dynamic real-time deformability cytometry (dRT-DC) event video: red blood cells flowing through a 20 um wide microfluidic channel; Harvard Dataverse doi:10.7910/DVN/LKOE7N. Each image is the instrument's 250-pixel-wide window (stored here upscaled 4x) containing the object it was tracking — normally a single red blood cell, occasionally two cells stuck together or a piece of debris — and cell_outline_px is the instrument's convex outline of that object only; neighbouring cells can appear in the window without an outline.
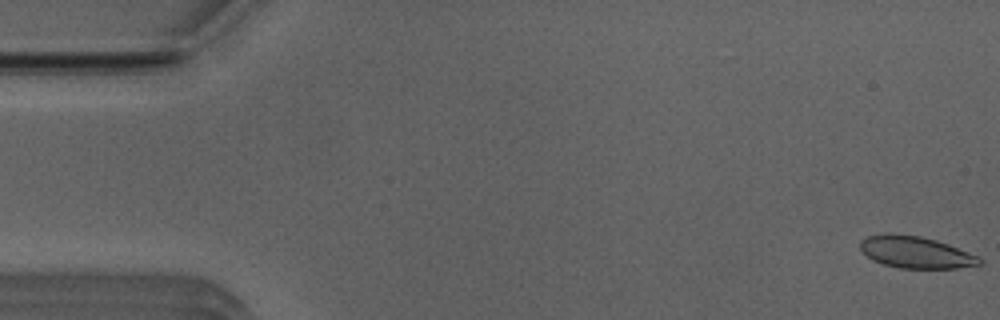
{"species": "Egyptian fruit bat (a non-hibernating species)", "species_latin": "Rousettus aegyptiacus", "temperature_condition": "room temperature", "stored_images_in_passage": 52, "camera_frame_rate_fps": 3000, "um_per_image_px": 0.085, "animal": {"sex": "male"}, "frame": {"image": 1, "passage_image": 1, "time_ms": 0.0, "image_size_px": [1000, 320], "cell_outline_px": [[984, 260], [980, 264], [956, 268], [900, 268], [884, 264], [872, 260], [860, 248], [860, 240], [864, 236], [884, 232], [892, 232], [920, 236], [936, 240], [948, 244], [980, 256]], "centroid_in_image_um": [77.81, 21.41], "position_along_channel_um": 7.2, "area_um2": 22.43}}
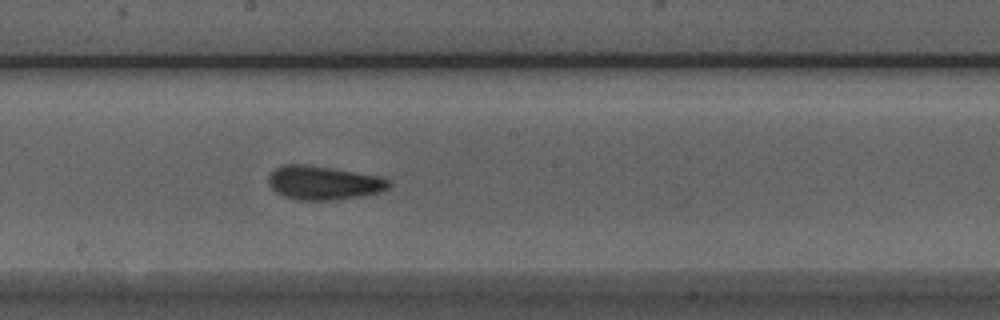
{"frame": {"image": 2, "passage_image": 28, "time_ms": 9.0, "image_size_px": [1000, 320], "cell_outline_px": [[392, 184], [388, 188], [380, 192], [360, 196], [336, 200], [300, 200], [284, 196], [276, 192], [268, 184], [268, 176], [276, 168], [284, 164], [304, 164], [356, 172], [380, 176], [392, 180]], "centroid_in_image_um": [27.52, 15.54], "position_along_channel_um": 220.7, "area_um2": 23.76}}
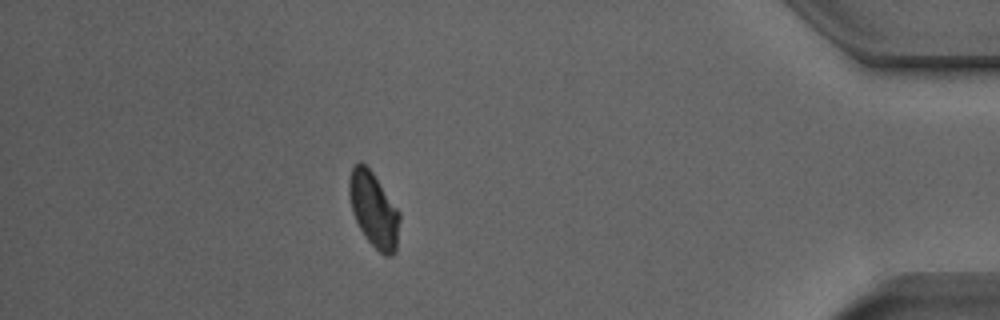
{"frame": {"image": 3, "passage_image": 46, "time_ms": 15.0, "image_size_px": [1000, 320], "cell_outline_px": [[400, 220], [396, 252], [392, 256], [384, 256], [364, 236], [352, 212], [348, 192], [348, 180], [352, 168], [360, 160], [372, 172], [400, 212]], "centroid_in_image_um": [31.77, 17.84], "position_along_channel_um": 403.4, "area_um2": 22.02}, "authors_computed_cell_mechanics": {"area_um2": 22.9466, "velocity_mm_per_s": 3.8964, "shape_relaxation_time_tau1_ms": 2.8851, "shape_relaxation_time_tau2_ms": 1.3249, "deformation_change_tau1": 0.0977, "deformation_change_tau2": 0.0685}}